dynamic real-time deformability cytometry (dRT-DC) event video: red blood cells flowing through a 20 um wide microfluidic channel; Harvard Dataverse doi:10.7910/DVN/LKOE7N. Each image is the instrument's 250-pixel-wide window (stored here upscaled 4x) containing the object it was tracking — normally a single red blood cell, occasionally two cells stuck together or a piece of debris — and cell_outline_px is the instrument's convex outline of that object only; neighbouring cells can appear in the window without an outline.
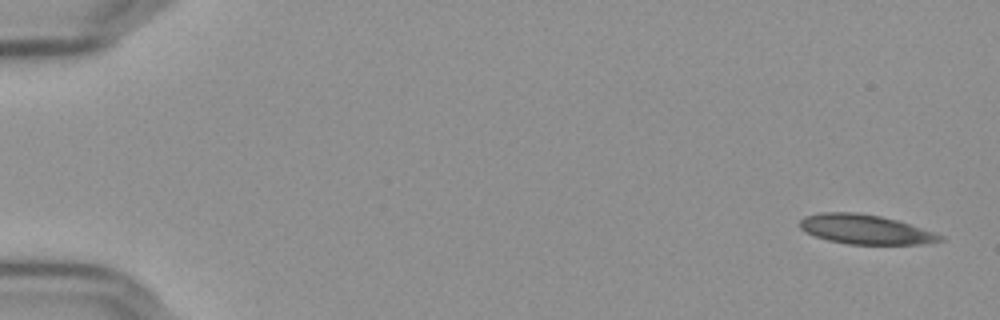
{"species": "Egyptian fruit bat (a non-hibernating species)", "species_latin": "Rousettus aegyptiacus", "temperature_condition": "cold", "stored_images_in_passage": 56, "camera_frame_rate_fps": 3000, "um_per_image_px": 0.085, "frame": {"image": 1, "passage_image": 1, "time_ms": 0.0, "image_size_px": [1000, 320], "cell_outline_px": [[944, 240], [920, 244], [848, 244], [828, 240], [816, 236], [800, 228], [800, 220], [804, 216], [820, 212], [856, 212], [880, 216], [896, 220], [944, 236]], "centroid_in_image_um": [73.52, 19.49], "position_along_channel_um": 11.5, "area_um2": 23.76}}
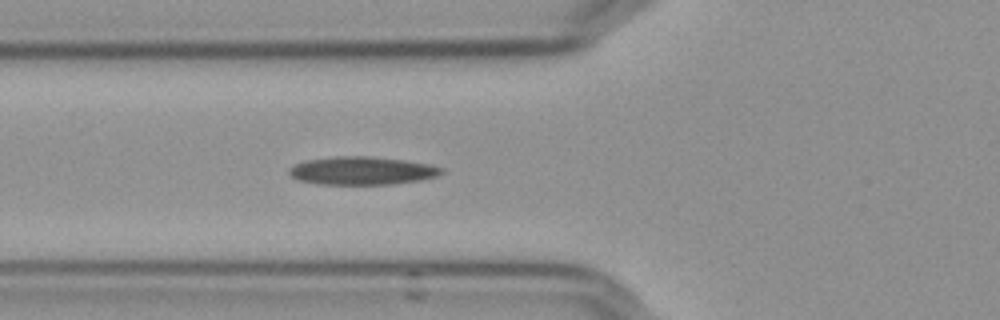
{"frame": {"image": 2, "passage_image": 20, "time_ms": 6.333, "image_size_px": [1000, 320], "cell_outline_px": [[444, 172], [436, 176], [420, 180], [392, 184], [320, 184], [300, 180], [292, 176], [288, 172], [288, 168], [296, 164], [308, 160], [336, 156], [368, 156], [404, 160], [432, 164], [444, 168]], "centroid_in_image_um": [30.82, 14.5], "position_along_channel_um": 95.0, "area_um2": 24.85}}
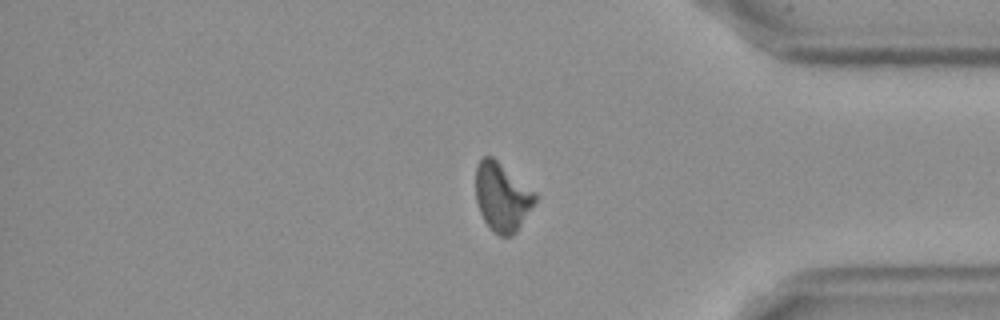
{"frame": {"image": 3, "passage_image": 46, "time_ms": 15.0, "image_size_px": [1000, 320], "cell_outline_px": [[536, 200], [516, 232], [512, 236], [500, 236], [492, 232], [484, 220], [480, 212], [476, 200], [476, 164], [484, 156], [492, 156], [536, 192]], "centroid_in_image_um": [42.66, 16.74], "position_along_channel_um": 392.5, "area_um2": 23.64}}